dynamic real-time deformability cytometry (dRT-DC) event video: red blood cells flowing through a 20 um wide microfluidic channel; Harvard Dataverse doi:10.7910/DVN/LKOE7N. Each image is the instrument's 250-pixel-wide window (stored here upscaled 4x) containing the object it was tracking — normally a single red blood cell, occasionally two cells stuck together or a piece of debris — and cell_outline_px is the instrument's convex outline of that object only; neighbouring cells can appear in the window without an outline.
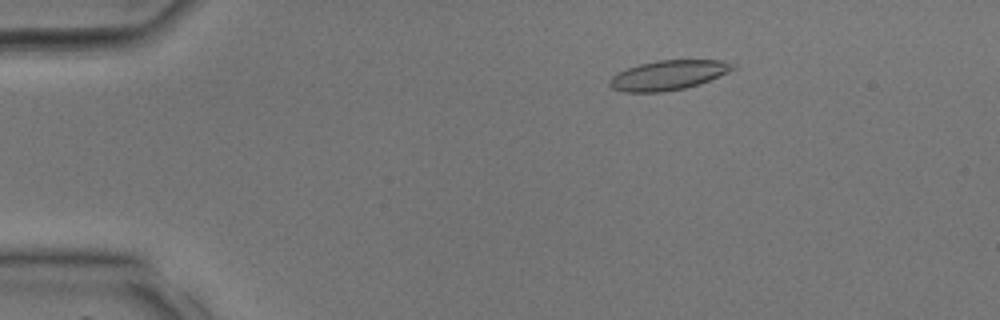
{"species": "common noctule bat (a hibernating species)", "species_latin": "Nyctalus noctula", "temperature_condition": "room temperature", "stored_images_in_passage": 29, "camera_frame_rate_fps": 3000, "um_per_image_px": 0.085, "animal": {"sex": "male", "body_mass_g": 17.9, "forearm_length_mm": 54.2}, "frame": {"image": 1, "passage_image": 2, "time_ms": 0.333, "image_size_px": [1000, 320], "cell_outline_px": [[736, 68], [700, 84], [684, 88], [664, 92], [624, 92], [612, 88], [608, 84], [608, 80], [612, 76], [628, 68], [640, 64], [656, 60], [720, 60], [736, 64]], "centroid_in_image_um": [56.8, 6.39], "position_along_channel_um": 28.2, "area_um2": 21.21}}
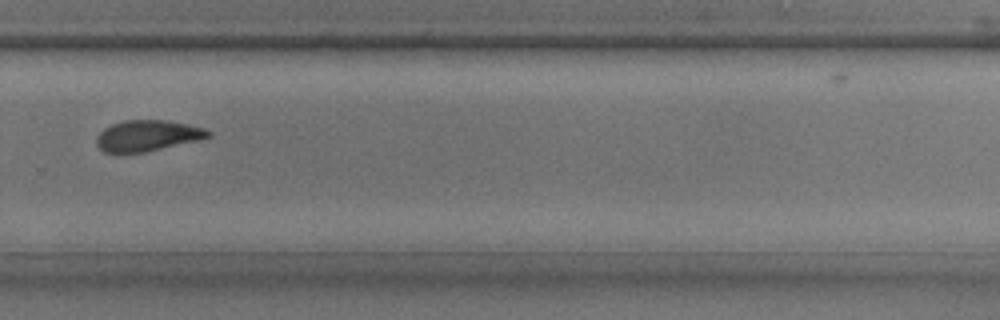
{"frame": {"image": 2, "passage_image": 22, "time_ms": 7.0, "image_size_px": [1000, 320], "cell_outline_px": [[212, 136], [200, 140], [144, 152], [116, 156], [104, 152], [96, 144], [96, 136], [104, 128], [112, 124], [124, 120], [164, 120], [204, 128], [212, 132]], "centroid_in_image_um": [12.47, 11.57], "position_along_channel_um": 317.3, "area_um2": 20.58}}
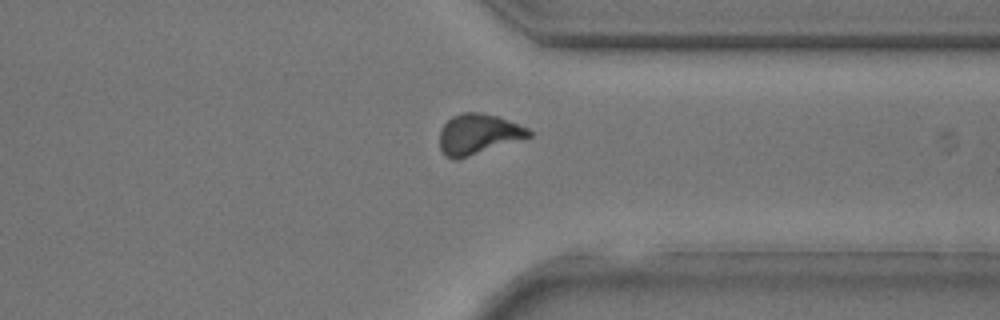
{"frame": {"image": 3, "passage_image": 25, "time_ms": 8.0, "image_size_px": [1000, 320], "cell_outline_px": [[532, 136], [456, 160], [452, 160], [444, 156], [440, 148], [440, 128], [452, 116], [464, 112], [480, 112], [496, 116], [528, 128], [532, 132]], "centroid_in_image_um": [40.61, 11.41], "position_along_channel_um": 370.8, "area_um2": 20.87}}